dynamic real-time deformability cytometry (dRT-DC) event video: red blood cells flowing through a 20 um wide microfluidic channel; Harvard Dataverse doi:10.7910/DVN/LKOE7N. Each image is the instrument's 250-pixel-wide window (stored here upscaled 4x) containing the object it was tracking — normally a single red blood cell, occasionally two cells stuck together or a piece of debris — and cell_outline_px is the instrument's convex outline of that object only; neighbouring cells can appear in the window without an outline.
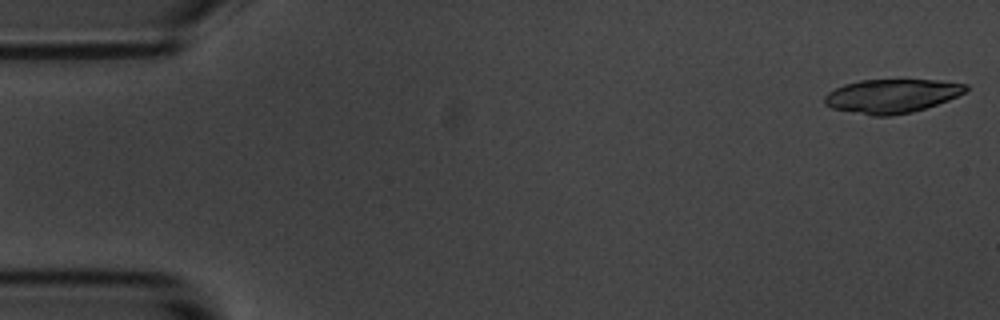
{"species": "common noctule bat (a hibernating species)", "species_latin": "Nyctalus noctula", "temperature_condition": "room temperature", "stored_images_in_passage": 14, "camera_frame_rate_fps": 3000, "um_per_image_px": 0.085, "animal": {"sex": "male", "body_mass_g": 20.1, "forearm_length_mm": 53.5}, "frame": {"image": 1, "passage_image": 1, "time_ms": 0.0, "image_size_px": [1000, 320], "cell_outline_px": [[968, 88], [964, 92], [948, 100], [912, 112], [892, 116], [872, 116], [832, 108], [824, 104], [824, 96], [828, 92], [844, 84], [860, 80], [936, 80], [968, 84]], "centroid_in_image_um": [75.77, 8.16], "position_along_channel_um": 9.2, "area_um2": 27.74}}
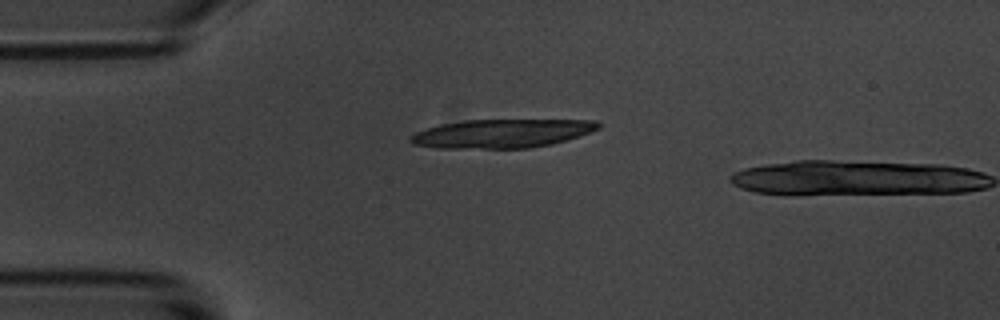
{"frame": {"image": 2, "passage_image": 13, "time_ms": 4.0, "image_size_px": [1000, 320], "cell_outline_px": [[600, 128], [552, 144], [532, 148], [440, 148], [412, 144], [408, 140], [408, 136], [416, 132], [440, 124], [464, 120], [596, 120], [600, 124]], "centroid_in_image_um": [42.6, 11.35], "position_along_channel_um": 42.4, "area_um2": 31.21}}